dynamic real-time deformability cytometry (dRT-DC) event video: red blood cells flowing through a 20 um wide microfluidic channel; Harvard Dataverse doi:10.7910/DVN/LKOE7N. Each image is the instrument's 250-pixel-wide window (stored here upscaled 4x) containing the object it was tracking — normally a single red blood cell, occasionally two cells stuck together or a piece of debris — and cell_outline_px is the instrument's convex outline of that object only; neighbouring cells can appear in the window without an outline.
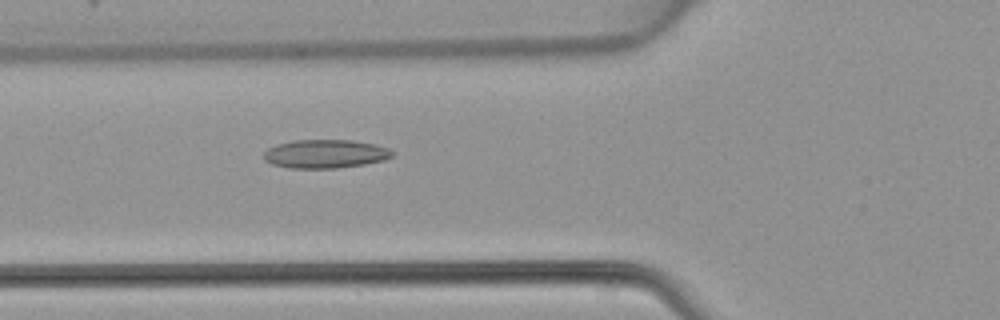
{"species": "common noctule bat (a hibernating species)", "species_latin": "Nyctalus noctula", "temperature_condition": "warm", "stored_images_in_passage": 48, "camera_frame_rate_fps": 3000, "um_per_image_px": 0.085, "animal": {"sex": "female", "body_mass_g": 22.7, "forearm_length_mm": 54.2}, "frame": {"image": 1, "passage_image": 18, "time_ms": 5.667, "image_size_px": [1000, 320], "cell_outline_px": [[392, 156], [384, 160], [364, 164], [336, 168], [288, 168], [272, 164], [264, 160], [264, 152], [268, 148], [276, 144], [292, 140], [352, 140], [376, 144], [388, 148], [392, 152]], "centroid_in_image_um": [27.62, 13.07], "position_along_channel_um": 98.2, "area_um2": 21.44}}
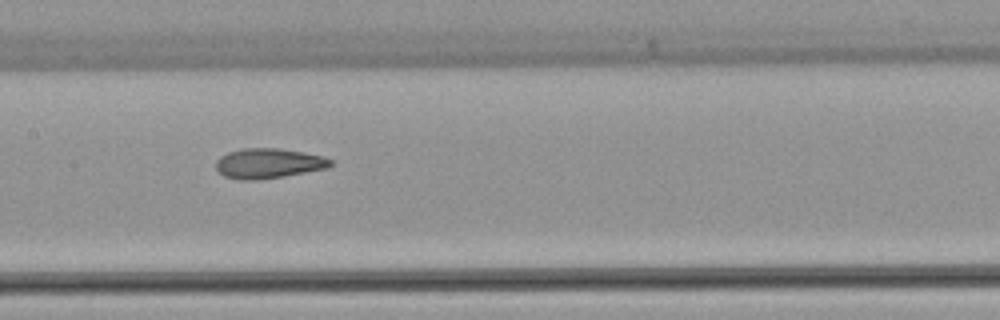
{"frame": {"image": 2, "passage_image": 24, "time_ms": 7.667, "image_size_px": [1000, 320], "cell_outline_px": [[332, 164], [328, 168], [284, 176], [256, 180], [236, 180], [224, 176], [216, 168], [216, 160], [220, 156], [228, 152], [244, 148], [280, 148], [304, 152], [324, 156], [332, 160]], "centroid_in_image_um": [22.82, 13.88], "position_along_channel_um": 184.6, "area_um2": 20.17}}
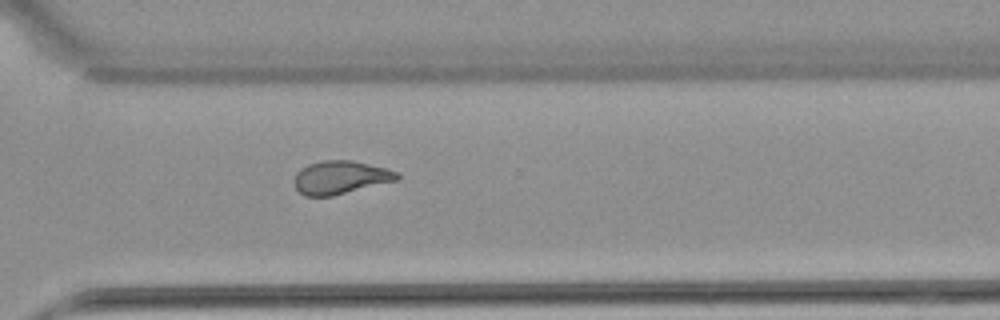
{"frame": {"image": 3, "passage_image": 35, "time_ms": 11.333, "image_size_px": [1000, 320], "cell_outline_px": [[400, 176], [396, 180], [332, 196], [304, 196], [296, 188], [296, 172], [300, 168], [308, 164], [324, 160], [352, 160], [400, 172]], "centroid_in_image_um": [28.93, 15.07], "position_along_channel_um": 341.7, "area_um2": 19.65}}